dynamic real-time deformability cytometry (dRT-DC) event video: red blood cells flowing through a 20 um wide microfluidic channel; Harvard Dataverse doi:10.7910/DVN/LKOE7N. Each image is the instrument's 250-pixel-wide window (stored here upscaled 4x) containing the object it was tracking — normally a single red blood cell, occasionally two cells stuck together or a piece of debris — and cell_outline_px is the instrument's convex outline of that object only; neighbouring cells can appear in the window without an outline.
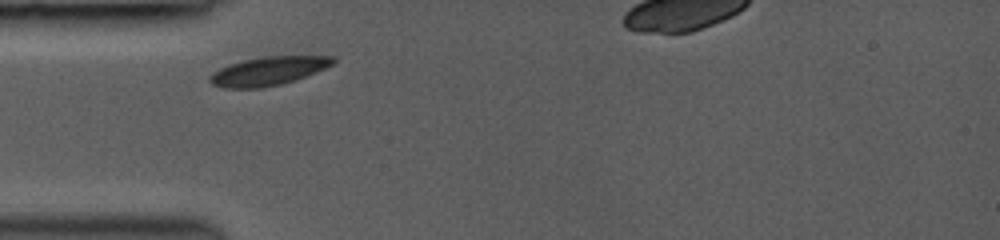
{"species": "common noctule bat (a hibernating species)", "species_latin": "Nyctalus noctula", "temperature_condition": "room temperature", "stored_images_in_passage": 1, "camera_frame_rate_fps": 3000, "um_per_image_px": 0.085, "animal": {"sex": "female", "body_mass_g": 19.0, "forearm_length_mm": 53.3}, "frame": {"image": 1, "passage_image": 1, "time_ms": 0.0, "image_size_px": [1000, 240], "cell_outline_px": [[336, 60], [332, 64], [316, 72], [296, 80], [280, 84], [260, 88], [224, 88], [212, 84], [208, 80], [208, 76], [212, 72], [228, 64], [244, 60], [264, 56], [336, 56]], "centroid_in_image_um": [22.78, 6.04], "position_along_channel_um": 62.2, "area_um2": 20.58}}